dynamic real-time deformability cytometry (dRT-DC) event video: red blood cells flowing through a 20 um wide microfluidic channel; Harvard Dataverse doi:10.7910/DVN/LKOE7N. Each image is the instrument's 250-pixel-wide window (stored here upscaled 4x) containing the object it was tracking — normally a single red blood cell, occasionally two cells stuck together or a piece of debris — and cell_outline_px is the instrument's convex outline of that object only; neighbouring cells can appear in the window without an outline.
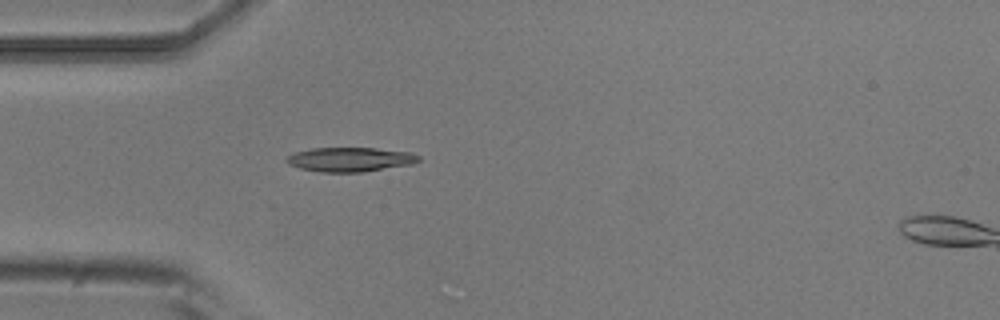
{"species": "common noctule bat (a hibernating species)", "species_latin": "Nyctalus noctula", "temperature_condition": "room temperature", "stored_images_in_passage": 6, "camera_frame_rate_fps": 3000, "um_per_image_px": 0.085, "animal": {"sex": "male", "body_mass_g": 20.5, "forearm_length_mm": 52.5}, "frame": {"image": 1, "passage_image": 5, "time_ms": 1.333, "image_size_px": [1000, 320], "cell_outline_px": [[420, 160], [412, 164], [364, 172], [320, 172], [300, 168], [288, 164], [284, 160], [288, 156], [296, 152], [312, 148], [376, 148], [412, 152], [420, 156]], "centroid_in_image_um": [29.78, 13.55], "position_along_channel_um": 55.2, "area_um2": 18.79}}